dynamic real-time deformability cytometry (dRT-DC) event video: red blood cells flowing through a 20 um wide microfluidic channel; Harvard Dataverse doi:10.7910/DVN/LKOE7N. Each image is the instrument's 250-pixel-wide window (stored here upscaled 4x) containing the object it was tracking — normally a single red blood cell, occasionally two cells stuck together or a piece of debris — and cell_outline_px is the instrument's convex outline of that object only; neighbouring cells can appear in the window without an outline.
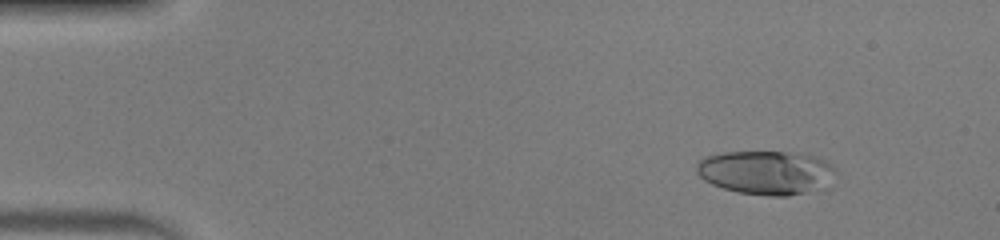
{"species": "human", "species_latin": "Homo sapiens", "temperature_condition": "warm", "stored_images_in_passage": 51, "camera_frame_rate_fps": 3000, "um_per_image_px": 0.085, "donor": {"sex": "male"}, "frame": {"image": 1, "passage_image": 6, "time_ms": 1.667, "image_size_px": [1000, 240], "cell_outline_px": [[836, 168], [824, 192], [788, 196], [768, 196], [736, 192], [712, 184], [704, 180], [696, 172], [696, 164], [704, 156], [724, 152], [800, 152], [820, 156]], "centroid_in_image_um": [65.2, 14.68], "position_along_channel_um": 19.8, "area_um2": 36.59}}
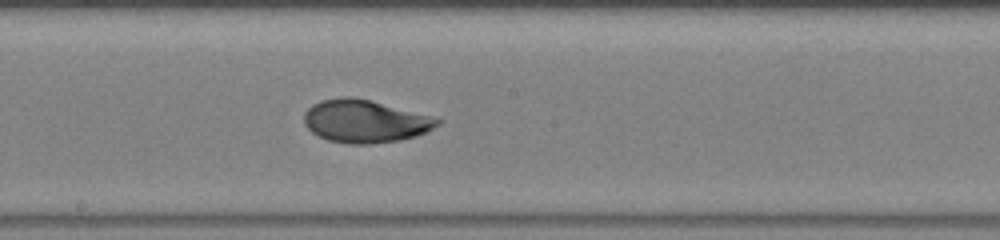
{"frame": {"image": 2, "passage_image": 28, "time_ms": 9.0, "image_size_px": [1000, 240], "cell_outline_px": [[444, 120], [440, 124], [416, 136], [400, 140], [368, 144], [348, 144], [328, 140], [312, 132], [304, 124], [304, 112], [312, 104], [320, 100], [340, 96], [352, 96], [368, 100]], "centroid_in_image_um": [30.97, 10.3], "position_along_channel_um": 217.2, "area_um2": 32.95}}
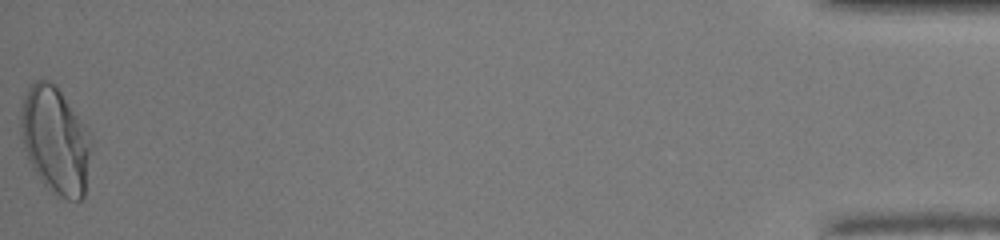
{"frame": {"image": 3, "passage_image": 51, "time_ms": 16.667, "image_size_px": [1000, 240], "cell_outline_px": [[92, 144], [84, 196], [80, 200], [68, 200], [56, 196], [44, 184], [32, 168], [28, 160], [24, 148], [20, 132], [20, 108], [28, 84], [36, 80], [48, 80], [56, 84], [84, 124], [92, 136]], "centroid_in_image_um": [4.69, 11.91], "position_along_channel_um": 430.5, "area_um2": 44.51}, "authors_computed_cell_mechanics": {"area_um2": 33.1772, "velocity_mm_per_s": 4.0587, "shape_relaxation_time_tau1_ms": 5.8444, "shape_relaxation_time_tau2_ms": 0.9258, "deformation_change_tau1": 0.2755, "deformation_change_tau2": 0.0483}}